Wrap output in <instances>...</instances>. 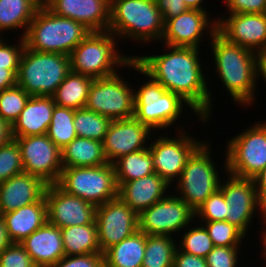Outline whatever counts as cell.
Here are the masks:
<instances>
[{
  "instance_id": "1",
  "label": "cell",
  "mask_w": 266,
  "mask_h": 267,
  "mask_svg": "<svg viewBox=\"0 0 266 267\" xmlns=\"http://www.w3.org/2000/svg\"><path fill=\"white\" fill-rule=\"evenodd\" d=\"M164 47V51L168 50L167 53L133 55L134 60L153 80L187 102L195 111V116L199 117L198 121L207 124L213 116V97L204 75L206 73L202 69L203 63L199 59L200 49L168 45Z\"/></svg>"
},
{
  "instance_id": "2",
  "label": "cell",
  "mask_w": 266,
  "mask_h": 267,
  "mask_svg": "<svg viewBox=\"0 0 266 267\" xmlns=\"http://www.w3.org/2000/svg\"><path fill=\"white\" fill-rule=\"evenodd\" d=\"M215 70L222 86L237 105L254 103L257 88L258 53L229 42L218 31L210 38Z\"/></svg>"
},
{
  "instance_id": "3",
  "label": "cell",
  "mask_w": 266,
  "mask_h": 267,
  "mask_svg": "<svg viewBox=\"0 0 266 267\" xmlns=\"http://www.w3.org/2000/svg\"><path fill=\"white\" fill-rule=\"evenodd\" d=\"M127 67L146 78L143 85L140 84L139 88L137 86V90L134 88V117L153 132L174 126V123L176 124L182 117L183 111H186V107L195 112L179 95L167 91L159 82L148 76L134 59Z\"/></svg>"
},
{
  "instance_id": "4",
  "label": "cell",
  "mask_w": 266,
  "mask_h": 267,
  "mask_svg": "<svg viewBox=\"0 0 266 267\" xmlns=\"http://www.w3.org/2000/svg\"><path fill=\"white\" fill-rule=\"evenodd\" d=\"M108 31L143 45L161 41L164 22L155 0H111Z\"/></svg>"
},
{
  "instance_id": "5",
  "label": "cell",
  "mask_w": 266,
  "mask_h": 267,
  "mask_svg": "<svg viewBox=\"0 0 266 267\" xmlns=\"http://www.w3.org/2000/svg\"><path fill=\"white\" fill-rule=\"evenodd\" d=\"M91 33L83 24L38 8L24 37L25 46L45 53L69 56L72 50Z\"/></svg>"
},
{
  "instance_id": "6",
  "label": "cell",
  "mask_w": 266,
  "mask_h": 267,
  "mask_svg": "<svg viewBox=\"0 0 266 267\" xmlns=\"http://www.w3.org/2000/svg\"><path fill=\"white\" fill-rule=\"evenodd\" d=\"M118 39L110 31L91 32L69 55L71 71L98 79L127 68L134 56L121 54Z\"/></svg>"
},
{
  "instance_id": "7",
  "label": "cell",
  "mask_w": 266,
  "mask_h": 267,
  "mask_svg": "<svg viewBox=\"0 0 266 267\" xmlns=\"http://www.w3.org/2000/svg\"><path fill=\"white\" fill-rule=\"evenodd\" d=\"M70 71L69 56L37 52L25 46L19 62L17 84L30 96H52Z\"/></svg>"
},
{
  "instance_id": "8",
  "label": "cell",
  "mask_w": 266,
  "mask_h": 267,
  "mask_svg": "<svg viewBox=\"0 0 266 267\" xmlns=\"http://www.w3.org/2000/svg\"><path fill=\"white\" fill-rule=\"evenodd\" d=\"M203 142L187 159L180 178L175 181V194L195 212L204 201L219 189L221 175L212 157V148ZM210 147V148H209Z\"/></svg>"
},
{
  "instance_id": "9",
  "label": "cell",
  "mask_w": 266,
  "mask_h": 267,
  "mask_svg": "<svg viewBox=\"0 0 266 267\" xmlns=\"http://www.w3.org/2000/svg\"><path fill=\"white\" fill-rule=\"evenodd\" d=\"M56 185L95 206L118 197L115 170L109 162L93 167H63Z\"/></svg>"
},
{
  "instance_id": "10",
  "label": "cell",
  "mask_w": 266,
  "mask_h": 267,
  "mask_svg": "<svg viewBox=\"0 0 266 267\" xmlns=\"http://www.w3.org/2000/svg\"><path fill=\"white\" fill-rule=\"evenodd\" d=\"M227 140L224 172L253 179L266 167V120Z\"/></svg>"
},
{
  "instance_id": "11",
  "label": "cell",
  "mask_w": 266,
  "mask_h": 267,
  "mask_svg": "<svg viewBox=\"0 0 266 267\" xmlns=\"http://www.w3.org/2000/svg\"><path fill=\"white\" fill-rule=\"evenodd\" d=\"M93 79L85 108L112 120L134 117V89L122 75Z\"/></svg>"
},
{
  "instance_id": "12",
  "label": "cell",
  "mask_w": 266,
  "mask_h": 267,
  "mask_svg": "<svg viewBox=\"0 0 266 267\" xmlns=\"http://www.w3.org/2000/svg\"><path fill=\"white\" fill-rule=\"evenodd\" d=\"M180 125V126H179ZM176 126V137L173 135H160L154 140L153 135L149 150L152 154L155 173L161 176L169 185L175 184L185 167L187 159L192 153L206 140L195 139L192 135L185 132L184 127L179 124ZM181 127V129H180ZM183 128V131H182ZM173 182V183H172Z\"/></svg>"
},
{
  "instance_id": "13",
  "label": "cell",
  "mask_w": 266,
  "mask_h": 267,
  "mask_svg": "<svg viewBox=\"0 0 266 267\" xmlns=\"http://www.w3.org/2000/svg\"><path fill=\"white\" fill-rule=\"evenodd\" d=\"M168 194L138 214V230L173 237L195 221V211L176 194Z\"/></svg>"
},
{
  "instance_id": "14",
  "label": "cell",
  "mask_w": 266,
  "mask_h": 267,
  "mask_svg": "<svg viewBox=\"0 0 266 267\" xmlns=\"http://www.w3.org/2000/svg\"><path fill=\"white\" fill-rule=\"evenodd\" d=\"M228 177L220 182L219 189L224 194L228 208L227 221L237 227L245 236L252 220L259 210L264 220V205L260 202L255 182L250 178H240L226 173Z\"/></svg>"
},
{
  "instance_id": "15",
  "label": "cell",
  "mask_w": 266,
  "mask_h": 267,
  "mask_svg": "<svg viewBox=\"0 0 266 267\" xmlns=\"http://www.w3.org/2000/svg\"><path fill=\"white\" fill-rule=\"evenodd\" d=\"M20 147L25 173L56 184L62 172L61 150L46 135L13 137Z\"/></svg>"
},
{
  "instance_id": "16",
  "label": "cell",
  "mask_w": 266,
  "mask_h": 267,
  "mask_svg": "<svg viewBox=\"0 0 266 267\" xmlns=\"http://www.w3.org/2000/svg\"><path fill=\"white\" fill-rule=\"evenodd\" d=\"M95 221L101 253L138 231V214L119 197L96 206Z\"/></svg>"
},
{
  "instance_id": "17",
  "label": "cell",
  "mask_w": 266,
  "mask_h": 267,
  "mask_svg": "<svg viewBox=\"0 0 266 267\" xmlns=\"http://www.w3.org/2000/svg\"><path fill=\"white\" fill-rule=\"evenodd\" d=\"M210 11L188 9L179 16L164 23V32L160 43L174 47L200 48L204 36H211L217 31V19L210 20ZM207 33V34H206ZM164 42V43H163Z\"/></svg>"
},
{
  "instance_id": "18",
  "label": "cell",
  "mask_w": 266,
  "mask_h": 267,
  "mask_svg": "<svg viewBox=\"0 0 266 267\" xmlns=\"http://www.w3.org/2000/svg\"><path fill=\"white\" fill-rule=\"evenodd\" d=\"M47 221L59 228L88 225L95 221L96 206L82 198L67 194L56 184L45 190Z\"/></svg>"
},
{
  "instance_id": "19",
  "label": "cell",
  "mask_w": 266,
  "mask_h": 267,
  "mask_svg": "<svg viewBox=\"0 0 266 267\" xmlns=\"http://www.w3.org/2000/svg\"><path fill=\"white\" fill-rule=\"evenodd\" d=\"M227 16L217 17V31L223 37L256 53L266 52L265 13H239Z\"/></svg>"
},
{
  "instance_id": "20",
  "label": "cell",
  "mask_w": 266,
  "mask_h": 267,
  "mask_svg": "<svg viewBox=\"0 0 266 267\" xmlns=\"http://www.w3.org/2000/svg\"><path fill=\"white\" fill-rule=\"evenodd\" d=\"M135 117L112 120L103 141V151L109 163L123 155L148 148L155 133Z\"/></svg>"
},
{
  "instance_id": "21",
  "label": "cell",
  "mask_w": 266,
  "mask_h": 267,
  "mask_svg": "<svg viewBox=\"0 0 266 267\" xmlns=\"http://www.w3.org/2000/svg\"><path fill=\"white\" fill-rule=\"evenodd\" d=\"M111 0H52L47 7L58 16L83 24L91 32L108 31Z\"/></svg>"
},
{
  "instance_id": "22",
  "label": "cell",
  "mask_w": 266,
  "mask_h": 267,
  "mask_svg": "<svg viewBox=\"0 0 266 267\" xmlns=\"http://www.w3.org/2000/svg\"><path fill=\"white\" fill-rule=\"evenodd\" d=\"M47 185L25 172L0 183V215L37 202L45 195Z\"/></svg>"
},
{
  "instance_id": "23",
  "label": "cell",
  "mask_w": 266,
  "mask_h": 267,
  "mask_svg": "<svg viewBox=\"0 0 266 267\" xmlns=\"http://www.w3.org/2000/svg\"><path fill=\"white\" fill-rule=\"evenodd\" d=\"M20 244L36 267H50L65 256L61 228L48 221Z\"/></svg>"
},
{
  "instance_id": "24",
  "label": "cell",
  "mask_w": 266,
  "mask_h": 267,
  "mask_svg": "<svg viewBox=\"0 0 266 267\" xmlns=\"http://www.w3.org/2000/svg\"><path fill=\"white\" fill-rule=\"evenodd\" d=\"M171 186L157 173L124 182L118 187V197L139 214L164 198Z\"/></svg>"
},
{
  "instance_id": "25",
  "label": "cell",
  "mask_w": 266,
  "mask_h": 267,
  "mask_svg": "<svg viewBox=\"0 0 266 267\" xmlns=\"http://www.w3.org/2000/svg\"><path fill=\"white\" fill-rule=\"evenodd\" d=\"M55 105L52 96H31L11 125L12 137L46 134Z\"/></svg>"
},
{
  "instance_id": "26",
  "label": "cell",
  "mask_w": 266,
  "mask_h": 267,
  "mask_svg": "<svg viewBox=\"0 0 266 267\" xmlns=\"http://www.w3.org/2000/svg\"><path fill=\"white\" fill-rule=\"evenodd\" d=\"M13 243H20L47 221L45 196L37 202L1 214Z\"/></svg>"
},
{
  "instance_id": "27",
  "label": "cell",
  "mask_w": 266,
  "mask_h": 267,
  "mask_svg": "<svg viewBox=\"0 0 266 267\" xmlns=\"http://www.w3.org/2000/svg\"><path fill=\"white\" fill-rule=\"evenodd\" d=\"M62 167H93L107 164L103 142L76 137L61 149Z\"/></svg>"
},
{
  "instance_id": "28",
  "label": "cell",
  "mask_w": 266,
  "mask_h": 267,
  "mask_svg": "<svg viewBox=\"0 0 266 267\" xmlns=\"http://www.w3.org/2000/svg\"><path fill=\"white\" fill-rule=\"evenodd\" d=\"M146 234L138 230L103 252L104 267H142Z\"/></svg>"
},
{
  "instance_id": "29",
  "label": "cell",
  "mask_w": 266,
  "mask_h": 267,
  "mask_svg": "<svg viewBox=\"0 0 266 267\" xmlns=\"http://www.w3.org/2000/svg\"><path fill=\"white\" fill-rule=\"evenodd\" d=\"M92 77L70 71L52 95L54 103L74 110L85 108Z\"/></svg>"
},
{
  "instance_id": "30",
  "label": "cell",
  "mask_w": 266,
  "mask_h": 267,
  "mask_svg": "<svg viewBox=\"0 0 266 267\" xmlns=\"http://www.w3.org/2000/svg\"><path fill=\"white\" fill-rule=\"evenodd\" d=\"M65 256L101 253L97 224L75 225L61 228Z\"/></svg>"
},
{
  "instance_id": "31",
  "label": "cell",
  "mask_w": 266,
  "mask_h": 267,
  "mask_svg": "<svg viewBox=\"0 0 266 267\" xmlns=\"http://www.w3.org/2000/svg\"><path fill=\"white\" fill-rule=\"evenodd\" d=\"M37 10L31 0H0V37L2 31L24 29L18 36L24 38Z\"/></svg>"
},
{
  "instance_id": "32",
  "label": "cell",
  "mask_w": 266,
  "mask_h": 267,
  "mask_svg": "<svg viewBox=\"0 0 266 267\" xmlns=\"http://www.w3.org/2000/svg\"><path fill=\"white\" fill-rule=\"evenodd\" d=\"M112 164L118 187L124 182L137 180L155 173L149 148L123 155Z\"/></svg>"
},
{
  "instance_id": "33",
  "label": "cell",
  "mask_w": 266,
  "mask_h": 267,
  "mask_svg": "<svg viewBox=\"0 0 266 267\" xmlns=\"http://www.w3.org/2000/svg\"><path fill=\"white\" fill-rule=\"evenodd\" d=\"M175 240L166 235H146L142 267H173L178 241Z\"/></svg>"
},
{
  "instance_id": "34",
  "label": "cell",
  "mask_w": 266,
  "mask_h": 267,
  "mask_svg": "<svg viewBox=\"0 0 266 267\" xmlns=\"http://www.w3.org/2000/svg\"><path fill=\"white\" fill-rule=\"evenodd\" d=\"M75 110L55 105L46 135L61 150L77 137L74 127Z\"/></svg>"
},
{
  "instance_id": "35",
  "label": "cell",
  "mask_w": 266,
  "mask_h": 267,
  "mask_svg": "<svg viewBox=\"0 0 266 267\" xmlns=\"http://www.w3.org/2000/svg\"><path fill=\"white\" fill-rule=\"evenodd\" d=\"M74 127L77 137L104 141L111 120L86 108L75 110Z\"/></svg>"
},
{
  "instance_id": "36",
  "label": "cell",
  "mask_w": 266,
  "mask_h": 267,
  "mask_svg": "<svg viewBox=\"0 0 266 267\" xmlns=\"http://www.w3.org/2000/svg\"><path fill=\"white\" fill-rule=\"evenodd\" d=\"M197 226L189 225L185 228L187 231L184 229L177 247L185 253L205 258L215 246L206 228L202 224Z\"/></svg>"
},
{
  "instance_id": "37",
  "label": "cell",
  "mask_w": 266,
  "mask_h": 267,
  "mask_svg": "<svg viewBox=\"0 0 266 267\" xmlns=\"http://www.w3.org/2000/svg\"><path fill=\"white\" fill-rule=\"evenodd\" d=\"M31 96L18 84L0 91V117L10 125L18 118Z\"/></svg>"
},
{
  "instance_id": "38",
  "label": "cell",
  "mask_w": 266,
  "mask_h": 267,
  "mask_svg": "<svg viewBox=\"0 0 266 267\" xmlns=\"http://www.w3.org/2000/svg\"><path fill=\"white\" fill-rule=\"evenodd\" d=\"M206 228L214 246L241 247L245 235L228 221H199Z\"/></svg>"
},
{
  "instance_id": "39",
  "label": "cell",
  "mask_w": 266,
  "mask_h": 267,
  "mask_svg": "<svg viewBox=\"0 0 266 267\" xmlns=\"http://www.w3.org/2000/svg\"><path fill=\"white\" fill-rule=\"evenodd\" d=\"M23 172L20 147L12 138L0 147V183Z\"/></svg>"
},
{
  "instance_id": "40",
  "label": "cell",
  "mask_w": 266,
  "mask_h": 267,
  "mask_svg": "<svg viewBox=\"0 0 266 267\" xmlns=\"http://www.w3.org/2000/svg\"><path fill=\"white\" fill-rule=\"evenodd\" d=\"M228 208L220 189L211 194L195 212L197 221H227ZM200 218V219H199Z\"/></svg>"
},
{
  "instance_id": "41",
  "label": "cell",
  "mask_w": 266,
  "mask_h": 267,
  "mask_svg": "<svg viewBox=\"0 0 266 267\" xmlns=\"http://www.w3.org/2000/svg\"><path fill=\"white\" fill-rule=\"evenodd\" d=\"M0 267H36L20 243H12L0 253Z\"/></svg>"
},
{
  "instance_id": "42",
  "label": "cell",
  "mask_w": 266,
  "mask_h": 267,
  "mask_svg": "<svg viewBox=\"0 0 266 267\" xmlns=\"http://www.w3.org/2000/svg\"><path fill=\"white\" fill-rule=\"evenodd\" d=\"M240 247L215 246L205 257L208 267H238Z\"/></svg>"
},
{
  "instance_id": "43",
  "label": "cell",
  "mask_w": 266,
  "mask_h": 267,
  "mask_svg": "<svg viewBox=\"0 0 266 267\" xmlns=\"http://www.w3.org/2000/svg\"><path fill=\"white\" fill-rule=\"evenodd\" d=\"M16 44L8 43V40L0 37V68L18 69L21 54L25 47L24 38H19ZM19 44V45H18Z\"/></svg>"
},
{
  "instance_id": "44",
  "label": "cell",
  "mask_w": 266,
  "mask_h": 267,
  "mask_svg": "<svg viewBox=\"0 0 266 267\" xmlns=\"http://www.w3.org/2000/svg\"><path fill=\"white\" fill-rule=\"evenodd\" d=\"M50 267H104L103 253L64 256Z\"/></svg>"
},
{
  "instance_id": "45",
  "label": "cell",
  "mask_w": 266,
  "mask_h": 267,
  "mask_svg": "<svg viewBox=\"0 0 266 267\" xmlns=\"http://www.w3.org/2000/svg\"><path fill=\"white\" fill-rule=\"evenodd\" d=\"M229 14L266 13V0H222Z\"/></svg>"
},
{
  "instance_id": "46",
  "label": "cell",
  "mask_w": 266,
  "mask_h": 267,
  "mask_svg": "<svg viewBox=\"0 0 266 267\" xmlns=\"http://www.w3.org/2000/svg\"><path fill=\"white\" fill-rule=\"evenodd\" d=\"M160 10L163 22L179 16L188 10L183 0H155Z\"/></svg>"
},
{
  "instance_id": "47",
  "label": "cell",
  "mask_w": 266,
  "mask_h": 267,
  "mask_svg": "<svg viewBox=\"0 0 266 267\" xmlns=\"http://www.w3.org/2000/svg\"><path fill=\"white\" fill-rule=\"evenodd\" d=\"M173 267H208L206 259L181 251L178 247L174 253Z\"/></svg>"
},
{
  "instance_id": "48",
  "label": "cell",
  "mask_w": 266,
  "mask_h": 267,
  "mask_svg": "<svg viewBox=\"0 0 266 267\" xmlns=\"http://www.w3.org/2000/svg\"><path fill=\"white\" fill-rule=\"evenodd\" d=\"M18 69L0 68V91L17 84Z\"/></svg>"
},
{
  "instance_id": "49",
  "label": "cell",
  "mask_w": 266,
  "mask_h": 267,
  "mask_svg": "<svg viewBox=\"0 0 266 267\" xmlns=\"http://www.w3.org/2000/svg\"><path fill=\"white\" fill-rule=\"evenodd\" d=\"M260 202L266 204V167L253 178Z\"/></svg>"
},
{
  "instance_id": "50",
  "label": "cell",
  "mask_w": 266,
  "mask_h": 267,
  "mask_svg": "<svg viewBox=\"0 0 266 267\" xmlns=\"http://www.w3.org/2000/svg\"><path fill=\"white\" fill-rule=\"evenodd\" d=\"M12 243L13 242L8 235V230L5 225V221L0 215V253Z\"/></svg>"
},
{
  "instance_id": "51",
  "label": "cell",
  "mask_w": 266,
  "mask_h": 267,
  "mask_svg": "<svg viewBox=\"0 0 266 267\" xmlns=\"http://www.w3.org/2000/svg\"><path fill=\"white\" fill-rule=\"evenodd\" d=\"M12 138L11 125L0 117V147Z\"/></svg>"
},
{
  "instance_id": "52",
  "label": "cell",
  "mask_w": 266,
  "mask_h": 267,
  "mask_svg": "<svg viewBox=\"0 0 266 267\" xmlns=\"http://www.w3.org/2000/svg\"><path fill=\"white\" fill-rule=\"evenodd\" d=\"M256 77H257V84L258 80H260L259 79L260 77H262V80L264 79V81L266 82V52L258 53Z\"/></svg>"
},
{
  "instance_id": "53",
  "label": "cell",
  "mask_w": 266,
  "mask_h": 267,
  "mask_svg": "<svg viewBox=\"0 0 266 267\" xmlns=\"http://www.w3.org/2000/svg\"><path fill=\"white\" fill-rule=\"evenodd\" d=\"M183 1L188 9L207 11L206 8H203L204 6L202 2H204V0H183Z\"/></svg>"
},
{
  "instance_id": "54",
  "label": "cell",
  "mask_w": 266,
  "mask_h": 267,
  "mask_svg": "<svg viewBox=\"0 0 266 267\" xmlns=\"http://www.w3.org/2000/svg\"><path fill=\"white\" fill-rule=\"evenodd\" d=\"M263 226H266V224L265 225H263ZM263 229V231H260L261 233H260V239H262L261 241H260V243H262L263 244V253L261 254V255H263V259L266 261V227H263L262 228ZM265 264H266V262H265ZM265 267H266V265H264Z\"/></svg>"
},
{
  "instance_id": "55",
  "label": "cell",
  "mask_w": 266,
  "mask_h": 267,
  "mask_svg": "<svg viewBox=\"0 0 266 267\" xmlns=\"http://www.w3.org/2000/svg\"><path fill=\"white\" fill-rule=\"evenodd\" d=\"M37 8H47L52 0H31Z\"/></svg>"
},
{
  "instance_id": "56",
  "label": "cell",
  "mask_w": 266,
  "mask_h": 267,
  "mask_svg": "<svg viewBox=\"0 0 266 267\" xmlns=\"http://www.w3.org/2000/svg\"><path fill=\"white\" fill-rule=\"evenodd\" d=\"M266 224V204L264 205V220L263 225Z\"/></svg>"
}]
</instances>
